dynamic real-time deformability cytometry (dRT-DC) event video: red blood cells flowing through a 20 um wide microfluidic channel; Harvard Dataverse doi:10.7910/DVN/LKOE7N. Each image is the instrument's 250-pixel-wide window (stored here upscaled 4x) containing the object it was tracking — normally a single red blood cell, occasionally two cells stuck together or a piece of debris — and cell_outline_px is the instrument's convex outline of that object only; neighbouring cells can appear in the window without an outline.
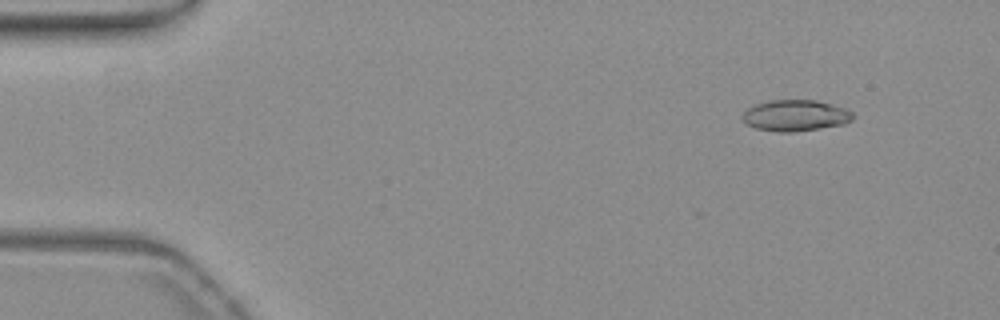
{"species": "common noctule bat (a hibernating species)", "species_latin": "Nyctalus noctula", "temperature_condition": "warm", "stored_images_in_passage": 10, "camera_frame_rate_fps": 3000, "um_per_image_px": 0.085, "animal": {"sex": "female", "body_mass_g": 19.3, "forearm_length_mm": 54.1}, "frame": {"image": 1, "passage_image": 6, "time_ms": 1.667, "image_size_px": [1000, 320], "cell_outline_px": [[856, 116], [852, 120], [844, 124], [820, 128], [792, 132], [780, 132], [756, 128], [748, 124], [740, 116], [748, 108], [756, 104], [772, 100], [816, 100], [848, 108]], "centroid_in_image_um": [67.66, 9.81], "position_along_channel_um": 17.3, "area_um2": 20.11}}